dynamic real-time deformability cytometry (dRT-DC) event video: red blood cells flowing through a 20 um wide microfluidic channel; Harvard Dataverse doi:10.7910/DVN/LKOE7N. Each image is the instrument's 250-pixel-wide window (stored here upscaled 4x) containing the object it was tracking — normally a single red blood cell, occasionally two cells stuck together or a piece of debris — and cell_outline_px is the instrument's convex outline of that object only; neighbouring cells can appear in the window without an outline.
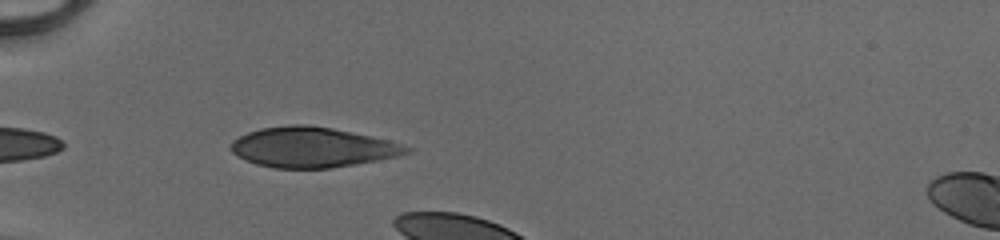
{"species": "human", "species_latin": "Homo sapiens", "temperature_condition": "cold", "stored_images_in_passage": 6, "camera_frame_rate_fps": 3000, "um_per_image_px": 0.085, "donor": {"sex": "male"}, "frame": {"image": 1, "passage_image": 2, "time_ms": 0.333, "image_size_px": [1000, 240], "cell_outline_px": [[412, 152], [396, 156], [376, 160], [328, 168], [272, 168], [256, 164], [232, 152], [228, 148], [232, 140], [248, 132], [260, 128], [288, 124], [308, 124], [332, 128], [372, 136], [388, 140], [412, 148]], "centroid_in_image_um": [26.51, 12.5], "position_along_channel_um": 58.5, "area_um2": 40.92}}